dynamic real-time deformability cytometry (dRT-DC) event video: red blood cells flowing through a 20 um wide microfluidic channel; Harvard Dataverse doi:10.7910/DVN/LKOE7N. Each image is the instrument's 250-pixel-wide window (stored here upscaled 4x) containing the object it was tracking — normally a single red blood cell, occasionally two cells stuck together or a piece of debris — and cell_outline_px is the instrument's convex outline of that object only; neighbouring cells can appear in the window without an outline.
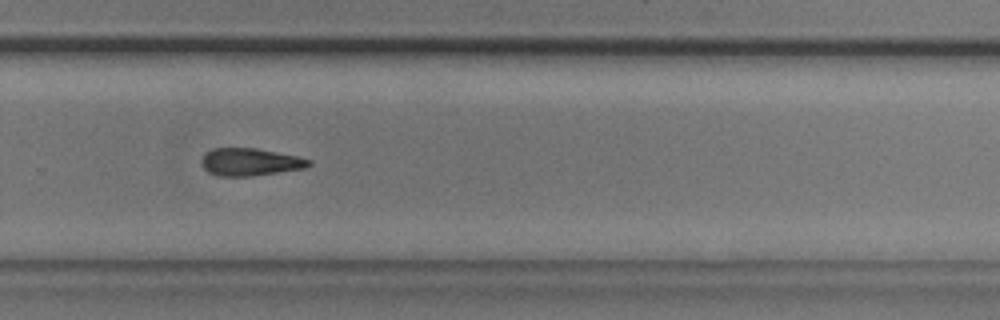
{"species": "common noctule bat (a hibernating species)", "species_latin": "Nyctalus noctula", "temperature_condition": "cold", "stored_images_in_passage": 42, "camera_frame_rate_fps": 3000, "um_per_image_px": 0.085, "animal": {"sex": "male", "body_mass_g": 20.5, "forearm_length_mm": 52.5}, "frame": {"image": 1, "passage_image": 24, "time_ms": 7.667, "image_size_px": [1000, 320], "cell_outline_px": [[312, 164], [308, 168], [252, 176], [220, 176], [208, 172], [200, 164], [200, 160], [212, 148], [256, 148], [296, 156], [312, 160]], "centroid_in_image_um": [21.28, 13.78], "position_along_channel_um": 308.5, "area_um2": 17.28}}
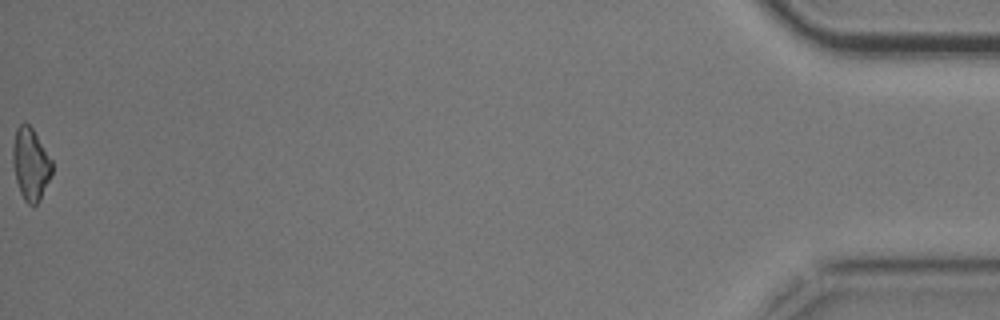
{"frame": {"image": 2, "passage_image": 42, "time_ms": 13.667, "image_size_px": [1000, 320], "cell_outline_px": [[52, 172], [40, 200], [36, 204], [28, 204], [24, 200], [20, 192], [16, 180], [12, 160], [12, 148], [16, 128], [20, 124], [28, 124], [32, 128], [52, 160]], "centroid_in_image_um": [2.59, 13.95], "position_along_channel_um": 432.6, "area_um2": 16.3}, "authors_computed_cell_mechanics": {"area_um2": 17.5134, "velocity_mm_per_s": 3.7416, "shape_relaxation_time_tau1_ms": 10.2491, "shape_relaxation_time_tau2_ms": 8.6372, "deformation_change_tau1": 0.1926, "deformation_change_tau2": 0.2108}}